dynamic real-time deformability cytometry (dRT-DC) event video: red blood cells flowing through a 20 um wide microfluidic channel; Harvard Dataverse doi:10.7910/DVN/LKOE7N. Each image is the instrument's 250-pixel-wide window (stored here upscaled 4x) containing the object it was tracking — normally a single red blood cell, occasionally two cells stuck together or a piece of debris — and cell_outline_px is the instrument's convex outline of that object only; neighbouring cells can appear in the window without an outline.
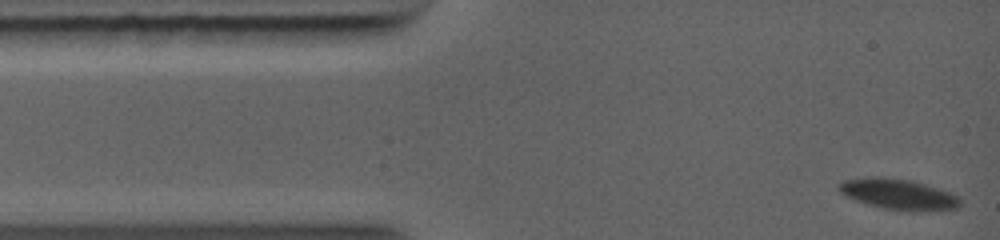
{"species": "common noctule bat (a hibernating species)", "species_latin": "Nyctalus noctula", "temperature_condition": "warm", "stored_images_in_passage": 19, "camera_frame_rate_fps": 5000, "um_per_image_px": 0.085, "animal": {"sex": "female", "body_mass_g": 19.0, "forearm_length_mm": 56.7}, "frame": {"image": 1, "passage_image": 1, "time_ms": 0.0, "image_size_px": [1000, 240], "cell_outline_px": [[960, 204], [956, 208], [884, 208], [856, 200], [840, 192], [836, 188], [836, 184], [844, 180], [872, 176], [880, 176], [912, 180], [960, 196]], "centroid_in_image_um": [76.25, 16.43], "position_along_channel_um": 8.7, "area_um2": 20.52}}
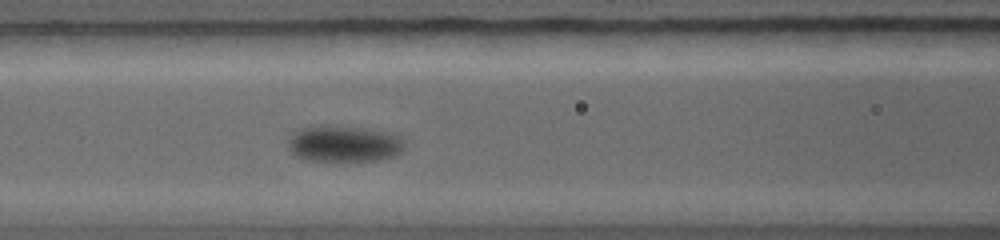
{"frame": {"image": 2, "passage_image": 11, "time_ms": 4.4, "image_size_px": [1000, 240], "cell_outline_px": [[404, 148], [396, 156], [380, 160], [344, 164], [332, 164], [304, 160], [296, 156], [288, 148], [288, 140], [292, 132], [300, 128], [316, 124], [328, 124], [392, 132], [400, 136], [404, 140]], "centroid_in_image_um": [29.21, 12.26], "position_along_channel_um": 137.4, "area_um2": 26.41}}
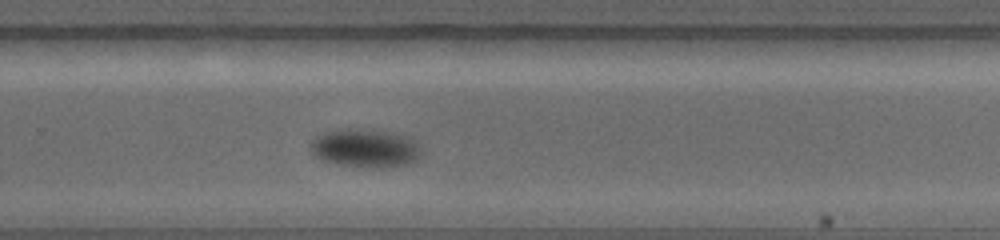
{"frame": {"image": 3, "passage_image": 19, "time_ms": 8.0, "image_size_px": [1000, 240], "cell_outline_px": [[420, 152], [416, 160], [408, 164], [344, 164], [324, 160], [316, 156], [312, 152], [312, 140], [328, 132], [348, 128], [364, 128], [388, 132], [404, 136], [416, 140]], "centroid_in_image_um": [31.05, 12.52], "position_along_channel_um": 298.7, "area_um2": 23.18}}